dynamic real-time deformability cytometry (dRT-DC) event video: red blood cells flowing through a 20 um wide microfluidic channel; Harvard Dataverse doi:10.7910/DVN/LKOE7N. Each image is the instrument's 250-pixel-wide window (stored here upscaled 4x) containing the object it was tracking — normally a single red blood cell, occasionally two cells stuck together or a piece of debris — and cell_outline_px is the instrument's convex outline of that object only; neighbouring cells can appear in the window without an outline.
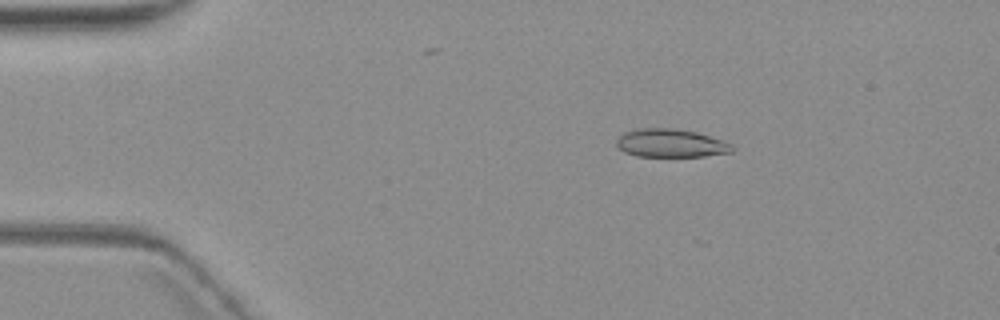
{"species": "common noctule bat (a hibernating species)", "species_latin": "Nyctalus noctula", "temperature_condition": "warm", "stored_images_in_passage": 6, "camera_frame_rate_fps": 3000, "um_per_image_px": 0.085, "animal": {"sex": "female", "body_mass_g": 19.3, "forearm_length_mm": 54.1}, "frame": {"image": 1, "passage_image": 3, "time_ms": 2.333, "image_size_px": [1000, 320], "cell_outline_px": [[736, 148], [732, 152], [704, 156], [636, 156], [624, 152], [616, 144], [616, 140], [624, 132], [636, 128], [672, 128], [696, 132], [724, 140], [732, 144]], "centroid_in_image_um": [57.04, 12.16], "position_along_channel_um": 28.0, "area_um2": 19.13}}
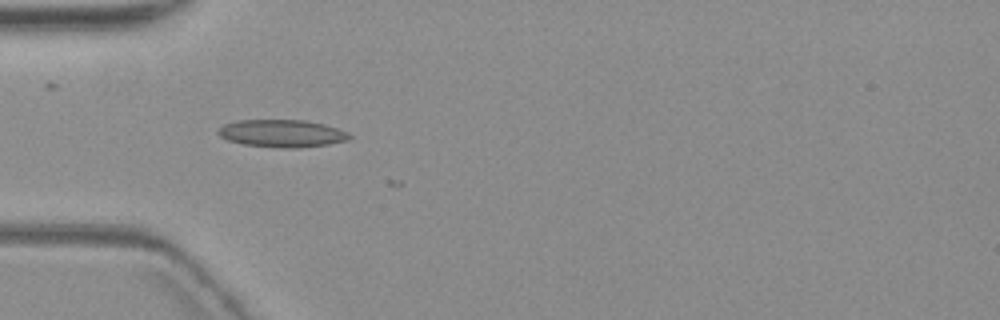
{"frame": {"image": 2, "passage_image": 5, "time_ms": 5.0, "image_size_px": [1000, 320], "cell_outline_px": [[352, 136], [348, 140], [328, 144], [300, 148], [276, 148], [244, 144], [228, 140], [220, 136], [216, 132], [216, 128], [224, 124], [236, 120], [304, 120], [324, 124], [348, 132]], "centroid_in_image_um": [23.94, 11.34], "position_along_channel_um": 61.1, "area_um2": 21.21}}
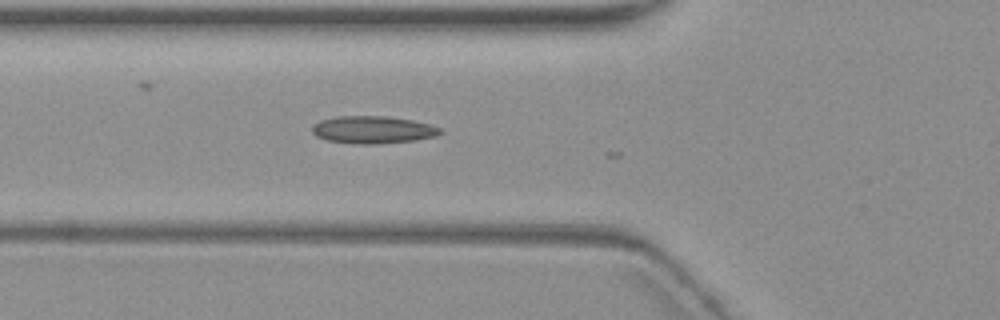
{"frame": {"image": 3, "passage_image": 6, "time_ms": 6.0, "image_size_px": [1000, 320], "cell_outline_px": [[444, 132], [436, 136], [412, 140], [376, 144], [356, 144], [324, 140], [316, 136], [312, 132], [312, 124], [320, 120], [336, 116], [384, 116], [412, 120], [444, 128]], "centroid_in_image_um": [31.67, 11.03], "position_along_channel_um": 94.1, "area_um2": 20.63}}